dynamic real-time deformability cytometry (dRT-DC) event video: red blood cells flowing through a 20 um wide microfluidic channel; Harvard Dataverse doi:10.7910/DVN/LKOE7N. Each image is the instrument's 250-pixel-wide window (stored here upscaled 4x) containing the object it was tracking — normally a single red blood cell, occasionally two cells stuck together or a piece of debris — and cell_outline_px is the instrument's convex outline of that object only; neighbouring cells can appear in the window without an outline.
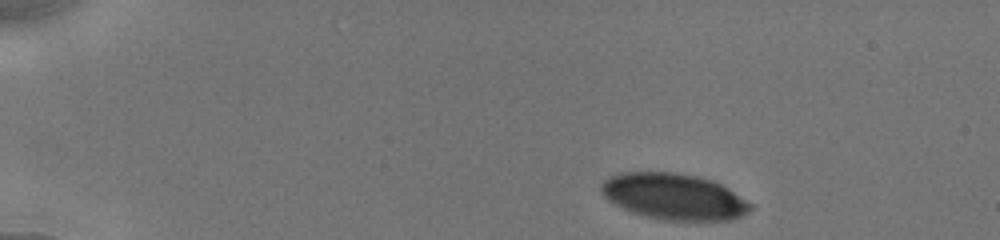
{"species": "human", "species_latin": "Homo sapiens", "temperature_condition": "cold", "stored_images_in_passage": 13, "camera_frame_rate_fps": 3000, "um_per_image_px": 0.085, "donor": {"sex": "male"}, "frame": {"image": 1, "passage_image": 1, "time_ms": 0.0, "image_size_px": [1000, 240], "cell_outline_px": [[752, 208], [740, 216], [732, 220], [668, 220], [644, 216], [632, 212], [608, 200], [604, 196], [600, 188], [600, 184], [608, 176], [620, 172], [672, 172], [696, 176], [712, 180], [728, 188], [752, 204]], "centroid_in_image_um": [57.25, 16.7], "position_along_channel_um": 27.7, "area_um2": 39.94}}
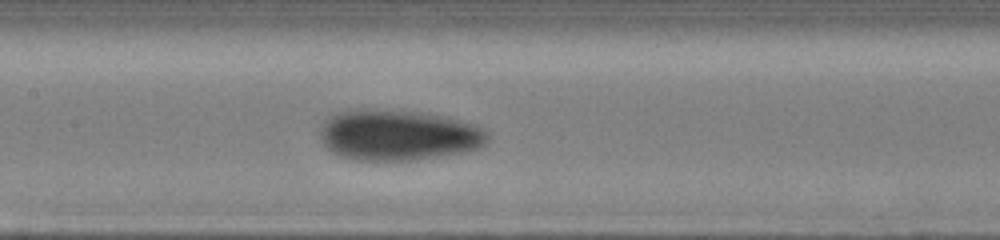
{"frame": {"image": 2, "passage_image": 10, "time_ms": 6.333, "image_size_px": [1000, 240], "cell_outline_px": [[488, 140], [480, 148], [464, 152], [412, 160], [352, 160], [340, 156], [332, 152], [320, 140], [320, 124], [328, 116], [336, 112], [348, 108], [372, 108], [424, 112], [444, 116], [476, 124], [484, 128], [488, 132]], "centroid_in_image_um": [33.81, 11.45], "position_along_channel_um": 173.6, "area_um2": 50.52}}
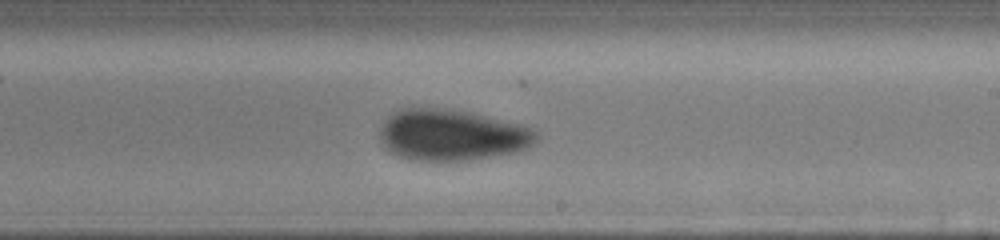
{"frame": {"image": 3, "passage_image": 13, "time_ms": 8.333, "image_size_px": [1000, 240], "cell_outline_px": [[536, 140], [528, 148], [516, 152], [468, 160], [416, 160], [400, 156], [388, 152], [380, 140], [380, 128], [384, 120], [392, 112], [404, 108], [436, 108], [472, 112], [524, 124], [536, 132]], "centroid_in_image_um": [38.39, 11.46], "position_along_channel_um": 250.6, "area_um2": 46.76}}